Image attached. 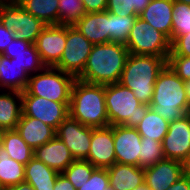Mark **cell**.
<instances>
[{"label": "cell", "instance_id": "23", "mask_svg": "<svg viewBox=\"0 0 190 190\" xmlns=\"http://www.w3.org/2000/svg\"><path fill=\"white\" fill-rule=\"evenodd\" d=\"M29 77L28 72L14 58L3 57L0 64V89L24 92Z\"/></svg>", "mask_w": 190, "mask_h": 190}, {"label": "cell", "instance_id": "22", "mask_svg": "<svg viewBox=\"0 0 190 190\" xmlns=\"http://www.w3.org/2000/svg\"><path fill=\"white\" fill-rule=\"evenodd\" d=\"M112 190H135L144 184V168L115 163L107 168Z\"/></svg>", "mask_w": 190, "mask_h": 190}, {"label": "cell", "instance_id": "12", "mask_svg": "<svg viewBox=\"0 0 190 190\" xmlns=\"http://www.w3.org/2000/svg\"><path fill=\"white\" fill-rule=\"evenodd\" d=\"M165 159L183 161L190 151V113L170 121L162 142Z\"/></svg>", "mask_w": 190, "mask_h": 190}, {"label": "cell", "instance_id": "33", "mask_svg": "<svg viewBox=\"0 0 190 190\" xmlns=\"http://www.w3.org/2000/svg\"><path fill=\"white\" fill-rule=\"evenodd\" d=\"M94 169L95 167L89 161L74 160L62 172V174L74 185L77 190L89 180Z\"/></svg>", "mask_w": 190, "mask_h": 190}, {"label": "cell", "instance_id": "46", "mask_svg": "<svg viewBox=\"0 0 190 190\" xmlns=\"http://www.w3.org/2000/svg\"><path fill=\"white\" fill-rule=\"evenodd\" d=\"M185 93L190 107V80L184 82Z\"/></svg>", "mask_w": 190, "mask_h": 190}, {"label": "cell", "instance_id": "50", "mask_svg": "<svg viewBox=\"0 0 190 190\" xmlns=\"http://www.w3.org/2000/svg\"><path fill=\"white\" fill-rule=\"evenodd\" d=\"M3 57H4L3 52H0V64L2 63Z\"/></svg>", "mask_w": 190, "mask_h": 190}, {"label": "cell", "instance_id": "3", "mask_svg": "<svg viewBox=\"0 0 190 190\" xmlns=\"http://www.w3.org/2000/svg\"><path fill=\"white\" fill-rule=\"evenodd\" d=\"M168 57L129 54L119 83L133 91L142 103L150 105L154 84Z\"/></svg>", "mask_w": 190, "mask_h": 190}, {"label": "cell", "instance_id": "39", "mask_svg": "<svg viewBox=\"0 0 190 190\" xmlns=\"http://www.w3.org/2000/svg\"><path fill=\"white\" fill-rule=\"evenodd\" d=\"M86 13L104 12L107 9L108 0H81Z\"/></svg>", "mask_w": 190, "mask_h": 190}, {"label": "cell", "instance_id": "7", "mask_svg": "<svg viewBox=\"0 0 190 190\" xmlns=\"http://www.w3.org/2000/svg\"><path fill=\"white\" fill-rule=\"evenodd\" d=\"M130 54L168 57L171 52L170 39L161 31L137 17L125 43Z\"/></svg>", "mask_w": 190, "mask_h": 190}, {"label": "cell", "instance_id": "4", "mask_svg": "<svg viewBox=\"0 0 190 190\" xmlns=\"http://www.w3.org/2000/svg\"><path fill=\"white\" fill-rule=\"evenodd\" d=\"M150 108L169 122L190 113L184 81L168 64L155 81Z\"/></svg>", "mask_w": 190, "mask_h": 190}, {"label": "cell", "instance_id": "43", "mask_svg": "<svg viewBox=\"0 0 190 190\" xmlns=\"http://www.w3.org/2000/svg\"><path fill=\"white\" fill-rule=\"evenodd\" d=\"M151 0H130V8H134L135 13L139 15Z\"/></svg>", "mask_w": 190, "mask_h": 190}, {"label": "cell", "instance_id": "6", "mask_svg": "<svg viewBox=\"0 0 190 190\" xmlns=\"http://www.w3.org/2000/svg\"><path fill=\"white\" fill-rule=\"evenodd\" d=\"M75 77L55 67L30 75L22 96H39L54 102H70Z\"/></svg>", "mask_w": 190, "mask_h": 190}, {"label": "cell", "instance_id": "21", "mask_svg": "<svg viewBox=\"0 0 190 190\" xmlns=\"http://www.w3.org/2000/svg\"><path fill=\"white\" fill-rule=\"evenodd\" d=\"M21 138L35 150L56 136V130L39 119L21 115L16 127Z\"/></svg>", "mask_w": 190, "mask_h": 190}, {"label": "cell", "instance_id": "27", "mask_svg": "<svg viewBox=\"0 0 190 190\" xmlns=\"http://www.w3.org/2000/svg\"><path fill=\"white\" fill-rule=\"evenodd\" d=\"M1 147L11 159L24 165L34 157V150L21 138L17 130H5Z\"/></svg>", "mask_w": 190, "mask_h": 190}, {"label": "cell", "instance_id": "19", "mask_svg": "<svg viewBox=\"0 0 190 190\" xmlns=\"http://www.w3.org/2000/svg\"><path fill=\"white\" fill-rule=\"evenodd\" d=\"M33 156L59 173L75 160L68 147L57 136L36 148Z\"/></svg>", "mask_w": 190, "mask_h": 190}, {"label": "cell", "instance_id": "2", "mask_svg": "<svg viewBox=\"0 0 190 190\" xmlns=\"http://www.w3.org/2000/svg\"><path fill=\"white\" fill-rule=\"evenodd\" d=\"M69 116L93 128L109 126L105 104V85L75 79L69 103Z\"/></svg>", "mask_w": 190, "mask_h": 190}, {"label": "cell", "instance_id": "36", "mask_svg": "<svg viewBox=\"0 0 190 190\" xmlns=\"http://www.w3.org/2000/svg\"><path fill=\"white\" fill-rule=\"evenodd\" d=\"M167 64L184 82L190 80V57L168 56Z\"/></svg>", "mask_w": 190, "mask_h": 190}, {"label": "cell", "instance_id": "47", "mask_svg": "<svg viewBox=\"0 0 190 190\" xmlns=\"http://www.w3.org/2000/svg\"><path fill=\"white\" fill-rule=\"evenodd\" d=\"M5 130L3 128L0 127V146L2 145V141H3V134H4Z\"/></svg>", "mask_w": 190, "mask_h": 190}, {"label": "cell", "instance_id": "32", "mask_svg": "<svg viewBox=\"0 0 190 190\" xmlns=\"http://www.w3.org/2000/svg\"><path fill=\"white\" fill-rule=\"evenodd\" d=\"M165 159L162 143L142 137L141 152L139 153V167L146 168Z\"/></svg>", "mask_w": 190, "mask_h": 190}, {"label": "cell", "instance_id": "9", "mask_svg": "<svg viewBox=\"0 0 190 190\" xmlns=\"http://www.w3.org/2000/svg\"><path fill=\"white\" fill-rule=\"evenodd\" d=\"M93 44L73 26L66 25V43L55 68L77 78L84 70Z\"/></svg>", "mask_w": 190, "mask_h": 190}, {"label": "cell", "instance_id": "49", "mask_svg": "<svg viewBox=\"0 0 190 190\" xmlns=\"http://www.w3.org/2000/svg\"><path fill=\"white\" fill-rule=\"evenodd\" d=\"M175 1L190 5V0H175Z\"/></svg>", "mask_w": 190, "mask_h": 190}, {"label": "cell", "instance_id": "44", "mask_svg": "<svg viewBox=\"0 0 190 190\" xmlns=\"http://www.w3.org/2000/svg\"><path fill=\"white\" fill-rule=\"evenodd\" d=\"M3 190H35L28 182L23 181L16 185L6 187Z\"/></svg>", "mask_w": 190, "mask_h": 190}, {"label": "cell", "instance_id": "18", "mask_svg": "<svg viewBox=\"0 0 190 190\" xmlns=\"http://www.w3.org/2000/svg\"><path fill=\"white\" fill-rule=\"evenodd\" d=\"M74 26L93 45L110 42L108 11L86 13Z\"/></svg>", "mask_w": 190, "mask_h": 190}, {"label": "cell", "instance_id": "37", "mask_svg": "<svg viewBox=\"0 0 190 190\" xmlns=\"http://www.w3.org/2000/svg\"><path fill=\"white\" fill-rule=\"evenodd\" d=\"M169 56L190 57V32L186 35H177L171 41V52Z\"/></svg>", "mask_w": 190, "mask_h": 190}, {"label": "cell", "instance_id": "35", "mask_svg": "<svg viewBox=\"0 0 190 190\" xmlns=\"http://www.w3.org/2000/svg\"><path fill=\"white\" fill-rule=\"evenodd\" d=\"M109 188V175L107 169L95 168L89 180L77 190H107Z\"/></svg>", "mask_w": 190, "mask_h": 190}, {"label": "cell", "instance_id": "10", "mask_svg": "<svg viewBox=\"0 0 190 190\" xmlns=\"http://www.w3.org/2000/svg\"><path fill=\"white\" fill-rule=\"evenodd\" d=\"M70 102H54L39 96H22V114L41 120L55 130L69 116Z\"/></svg>", "mask_w": 190, "mask_h": 190}, {"label": "cell", "instance_id": "34", "mask_svg": "<svg viewBox=\"0 0 190 190\" xmlns=\"http://www.w3.org/2000/svg\"><path fill=\"white\" fill-rule=\"evenodd\" d=\"M190 32V5L173 0L172 40Z\"/></svg>", "mask_w": 190, "mask_h": 190}, {"label": "cell", "instance_id": "48", "mask_svg": "<svg viewBox=\"0 0 190 190\" xmlns=\"http://www.w3.org/2000/svg\"><path fill=\"white\" fill-rule=\"evenodd\" d=\"M135 190H150L145 184H143L142 186L136 188Z\"/></svg>", "mask_w": 190, "mask_h": 190}, {"label": "cell", "instance_id": "29", "mask_svg": "<svg viewBox=\"0 0 190 190\" xmlns=\"http://www.w3.org/2000/svg\"><path fill=\"white\" fill-rule=\"evenodd\" d=\"M25 165L9 157L6 150L0 146V186L16 185L25 180Z\"/></svg>", "mask_w": 190, "mask_h": 190}, {"label": "cell", "instance_id": "40", "mask_svg": "<svg viewBox=\"0 0 190 190\" xmlns=\"http://www.w3.org/2000/svg\"><path fill=\"white\" fill-rule=\"evenodd\" d=\"M15 37L16 35L0 20V52H3Z\"/></svg>", "mask_w": 190, "mask_h": 190}, {"label": "cell", "instance_id": "31", "mask_svg": "<svg viewBox=\"0 0 190 190\" xmlns=\"http://www.w3.org/2000/svg\"><path fill=\"white\" fill-rule=\"evenodd\" d=\"M59 24L73 26L85 14L83 2L81 0H59Z\"/></svg>", "mask_w": 190, "mask_h": 190}, {"label": "cell", "instance_id": "20", "mask_svg": "<svg viewBox=\"0 0 190 190\" xmlns=\"http://www.w3.org/2000/svg\"><path fill=\"white\" fill-rule=\"evenodd\" d=\"M173 0H151L138 15L172 41Z\"/></svg>", "mask_w": 190, "mask_h": 190}, {"label": "cell", "instance_id": "41", "mask_svg": "<svg viewBox=\"0 0 190 190\" xmlns=\"http://www.w3.org/2000/svg\"><path fill=\"white\" fill-rule=\"evenodd\" d=\"M53 190H76L74 185L62 174L59 173Z\"/></svg>", "mask_w": 190, "mask_h": 190}, {"label": "cell", "instance_id": "17", "mask_svg": "<svg viewBox=\"0 0 190 190\" xmlns=\"http://www.w3.org/2000/svg\"><path fill=\"white\" fill-rule=\"evenodd\" d=\"M3 55L14 58L15 62L23 67L29 75L40 72L46 67L41 61L35 44L17 37L3 51Z\"/></svg>", "mask_w": 190, "mask_h": 190}, {"label": "cell", "instance_id": "8", "mask_svg": "<svg viewBox=\"0 0 190 190\" xmlns=\"http://www.w3.org/2000/svg\"><path fill=\"white\" fill-rule=\"evenodd\" d=\"M0 20L17 38L35 44L45 28L41 20L25 11L15 0H0Z\"/></svg>", "mask_w": 190, "mask_h": 190}, {"label": "cell", "instance_id": "25", "mask_svg": "<svg viewBox=\"0 0 190 190\" xmlns=\"http://www.w3.org/2000/svg\"><path fill=\"white\" fill-rule=\"evenodd\" d=\"M25 180L35 190H53L59 172L33 157L25 165Z\"/></svg>", "mask_w": 190, "mask_h": 190}, {"label": "cell", "instance_id": "16", "mask_svg": "<svg viewBox=\"0 0 190 190\" xmlns=\"http://www.w3.org/2000/svg\"><path fill=\"white\" fill-rule=\"evenodd\" d=\"M183 174L181 161L163 159L152 166L144 168V184L150 190H167Z\"/></svg>", "mask_w": 190, "mask_h": 190}, {"label": "cell", "instance_id": "26", "mask_svg": "<svg viewBox=\"0 0 190 190\" xmlns=\"http://www.w3.org/2000/svg\"><path fill=\"white\" fill-rule=\"evenodd\" d=\"M25 11L46 25L59 24V0H15Z\"/></svg>", "mask_w": 190, "mask_h": 190}, {"label": "cell", "instance_id": "11", "mask_svg": "<svg viewBox=\"0 0 190 190\" xmlns=\"http://www.w3.org/2000/svg\"><path fill=\"white\" fill-rule=\"evenodd\" d=\"M56 136L70 150L75 160H86L90 151L92 127L81 124L68 116L57 127Z\"/></svg>", "mask_w": 190, "mask_h": 190}, {"label": "cell", "instance_id": "24", "mask_svg": "<svg viewBox=\"0 0 190 190\" xmlns=\"http://www.w3.org/2000/svg\"><path fill=\"white\" fill-rule=\"evenodd\" d=\"M22 115V92L6 91L0 93V127L16 130Z\"/></svg>", "mask_w": 190, "mask_h": 190}, {"label": "cell", "instance_id": "28", "mask_svg": "<svg viewBox=\"0 0 190 190\" xmlns=\"http://www.w3.org/2000/svg\"><path fill=\"white\" fill-rule=\"evenodd\" d=\"M169 123V121L150 108L142 121L136 126V130L141 137H148L150 140L162 143L168 131Z\"/></svg>", "mask_w": 190, "mask_h": 190}, {"label": "cell", "instance_id": "13", "mask_svg": "<svg viewBox=\"0 0 190 190\" xmlns=\"http://www.w3.org/2000/svg\"><path fill=\"white\" fill-rule=\"evenodd\" d=\"M66 43V25H46L35 42L41 61L46 67H55Z\"/></svg>", "mask_w": 190, "mask_h": 190}, {"label": "cell", "instance_id": "1", "mask_svg": "<svg viewBox=\"0 0 190 190\" xmlns=\"http://www.w3.org/2000/svg\"><path fill=\"white\" fill-rule=\"evenodd\" d=\"M129 54L123 43L95 44L88 56L83 72L77 79L102 85L118 83Z\"/></svg>", "mask_w": 190, "mask_h": 190}, {"label": "cell", "instance_id": "42", "mask_svg": "<svg viewBox=\"0 0 190 190\" xmlns=\"http://www.w3.org/2000/svg\"><path fill=\"white\" fill-rule=\"evenodd\" d=\"M167 190H190V177L188 175L183 174Z\"/></svg>", "mask_w": 190, "mask_h": 190}, {"label": "cell", "instance_id": "14", "mask_svg": "<svg viewBox=\"0 0 190 190\" xmlns=\"http://www.w3.org/2000/svg\"><path fill=\"white\" fill-rule=\"evenodd\" d=\"M113 138L116 163L139 167L142 137L136 128L114 125Z\"/></svg>", "mask_w": 190, "mask_h": 190}, {"label": "cell", "instance_id": "5", "mask_svg": "<svg viewBox=\"0 0 190 190\" xmlns=\"http://www.w3.org/2000/svg\"><path fill=\"white\" fill-rule=\"evenodd\" d=\"M105 104L111 126L136 128L150 109V105L142 104L132 90L119 82L105 85Z\"/></svg>", "mask_w": 190, "mask_h": 190}, {"label": "cell", "instance_id": "30", "mask_svg": "<svg viewBox=\"0 0 190 190\" xmlns=\"http://www.w3.org/2000/svg\"><path fill=\"white\" fill-rule=\"evenodd\" d=\"M137 17L109 13L110 42L125 44Z\"/></svg>", "mask_w": 190, "mask_h": 190}, {"label": "cell", "instance_id": "38", "mask_svg": "<svg viewBox=\"0 0 190 190\" xmlns=\"http://www.w3.org/2000/svg\"><path fill=\"white\" fill-rule=\"evenodd\" d=\"M106 11L120 16H138L134 8H130V0H108Z\"/></svg>", "mask_w": 190, "mask_h": 190}, {"label": "cell", "instance_id": "15", "mask_svg": "<svg viewBox=\"0 0 190 190\" xmlns=\"http://www.w3.org/2000/svg\"><path fill=\"white\" fill-rule=\"evenodd\" d=\"M86 161L95 168H109L116 163L113 126L92 127L90 151Z\"/></svg>", "mask_w": 190, "mask_h": 190}, {"label": "cell", "instance_id": "45", "mask_svg": "<svg viewBox=\"0 0 190 190\" xmlns=\"http://www.w3.org/2000/svg\"><path fill=\"white\" fill-rule=\"evenodd\" d=\"M183 172L190 177V151L187 157L182 161Z\"/></svg>", "mask_w": 190, "mask_h": 190}]
</instances>
